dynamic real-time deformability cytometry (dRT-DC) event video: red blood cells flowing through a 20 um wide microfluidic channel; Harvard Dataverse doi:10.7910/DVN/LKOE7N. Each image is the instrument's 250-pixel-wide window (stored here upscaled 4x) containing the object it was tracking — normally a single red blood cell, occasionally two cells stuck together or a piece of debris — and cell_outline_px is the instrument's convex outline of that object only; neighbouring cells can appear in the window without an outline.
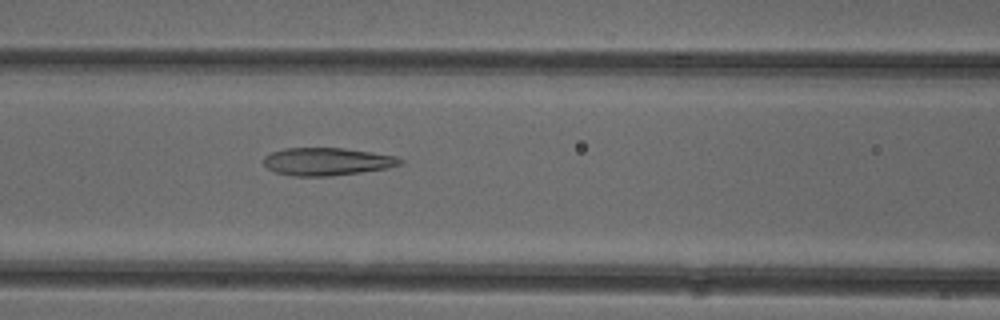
{"species": "common noctule bat (a hibernating species)", "species_latin": "Nyctalus noctula", "temperature_condition": "cold", "stored_images_in_passage": 51, "camera_frame_rate_fps": 3000, "um_per_image_px": 0.085, "animal": {"sex": "female"}, "frame": {"image": 1, "passage_image": 21, "time_ms": 6.667, "image_size_px": [1000, 320], "cell_outline_px": [[404, 160], [400, 164], [388, 168], [332, 176], [292, 176], [276, 172], [268, 168], [264, 164], [264, 156], [272, 152], [284, 148], [344, 148], [396, 156]], "centroid_in_image_um": [27.79, 13.73], "position_along_channel_um": 138.8, "area_um2": 21.96}}
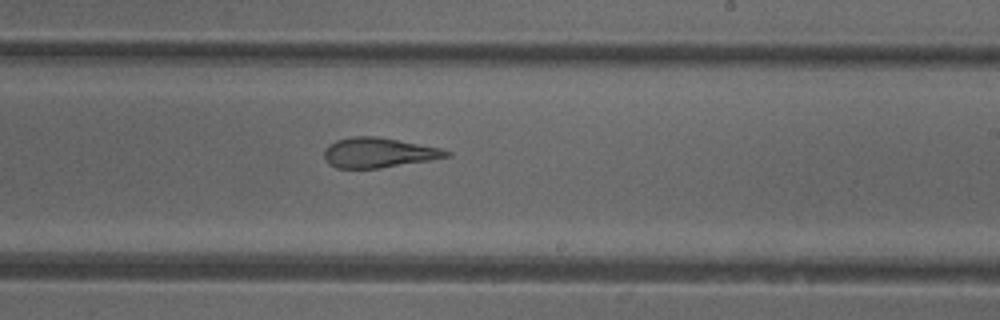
{"frame": {"image": 2, "passage_image": 30, "time_ms": 9.667, "image_size_px": [1000, 320], "cell_outline_px": [[452, 156], [380, 168], [336, 168], [328, 164], [324, 156], [324, 148], [328, 144], [336, 140], [348, 136], [376, 136], [440, 148], [452, 152]], "centroid_in_image_um": [32.13, 12.97], "position_along_channel_um": 256.9, "area_um2": 21.33}}
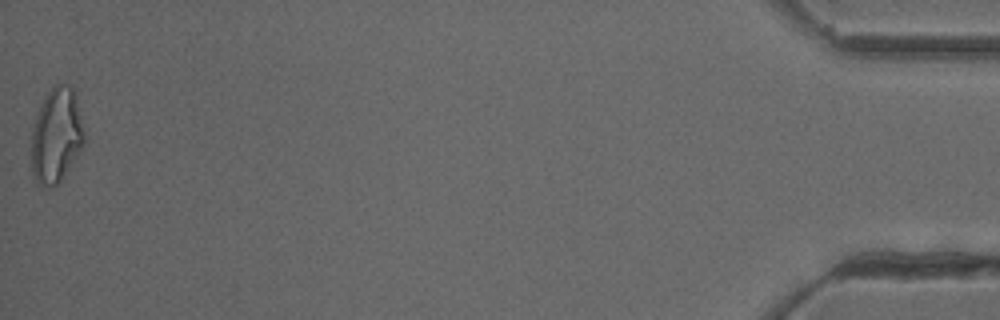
{"frame": {"image": 3, "passage_image": 51, "time_ms": 16.667, "image_size_px": [1000, 320], "cell_outline_px": [[84, 144], [60, 180], [52, 188], [44, 188], [36, 180], [32, 168], [32, 128], [36, 116], [44, 96], [56, 84], [72, 84], [76, 92], [84, 136]], "centroid_in_image_um": [4.79, 11.47], "position_along_channel_um": 430.4, "area_um2": 28.96}, "authors_computed_cell_mechanics": {"area_um2": 24.4494, "velocity_mm_per_s": 3.937, "shape_relaxation_time_tau1_ms": null, "shape_relaxation_time_tau2_ms": 2.1115, "deformation_change_tau1": null, "deformation_change_tau2": 0.1213}}